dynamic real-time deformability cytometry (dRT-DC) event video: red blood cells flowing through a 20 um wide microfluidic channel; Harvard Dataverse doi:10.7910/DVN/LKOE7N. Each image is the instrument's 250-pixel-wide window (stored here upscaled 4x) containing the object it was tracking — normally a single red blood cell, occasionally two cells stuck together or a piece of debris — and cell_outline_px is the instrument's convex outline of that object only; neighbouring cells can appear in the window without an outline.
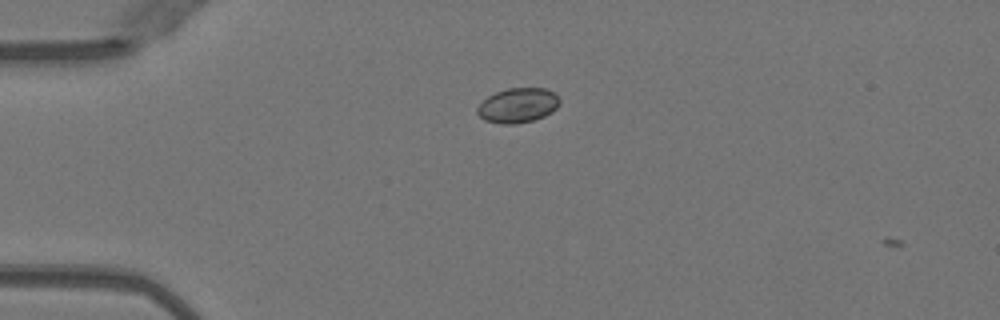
{"species": "Egyptian fruit bat (a non-hibernating species)", "species_latin": "Rousettus aegyptiacus", "temperature_condition": "warm", "stored_images_in_passage": 4, "camera_frame_rate_fps": 3000, "um_per_image_px": 0.085, "animal": {"sex": "female"}, "frame": {"image": 1, "passage_image": 3, "time_ms": 0.667, "image_size_px": [1000, 320], "cell_outline_px": [[560, 104], [552, 112], [544, 116], [532, 120], [516, 124], [500, 124], [484, 120], [476, 112], [476, 108], [488, 96], [496, 92], [508, 88], [544, 88], [556, 92], [560, 100]], "centroid_in_image_um": [44.03, 8.95], "position_along_channel_um": 41.0, "area_um2": 16.76}}